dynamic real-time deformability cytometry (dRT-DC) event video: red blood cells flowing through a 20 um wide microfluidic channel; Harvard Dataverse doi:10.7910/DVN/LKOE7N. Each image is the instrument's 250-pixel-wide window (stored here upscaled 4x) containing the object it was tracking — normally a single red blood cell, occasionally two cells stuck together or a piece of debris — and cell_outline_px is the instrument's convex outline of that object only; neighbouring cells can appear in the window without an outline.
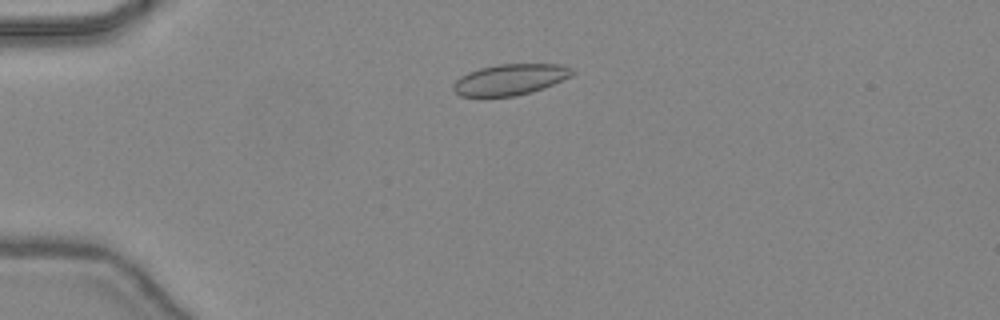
{"species": "common noctule bat (a hibernating species)", "species_latin": "Nyctalus noctula", "temperature_condition": "warm", "stored_images_in_passage": 44, "camera_frame_rate_fps": 3000, "um_per_image_px": 0.085, "animal": {"sex": "female", "body_mass_g": 24.6, "forearm_length_mm": 56.2}, "frame": {"image": 1, "passage_image": 9, "time_ms": 2.667, "image_size_px": [1000, 320], "cell_outline_px": [[576, 72], [544, 88], [532, 92], [516, 96], [484, 100], [460, 96], [452, 88], [452, 84], [460, 76], [468, 72], [480, 68], [496, 64], [560, 64], [572, 68]], "centroid_in_image_um": [43.26, 6.81], "position_along_channel_um": 41.7, "area_um2": 22.2}}
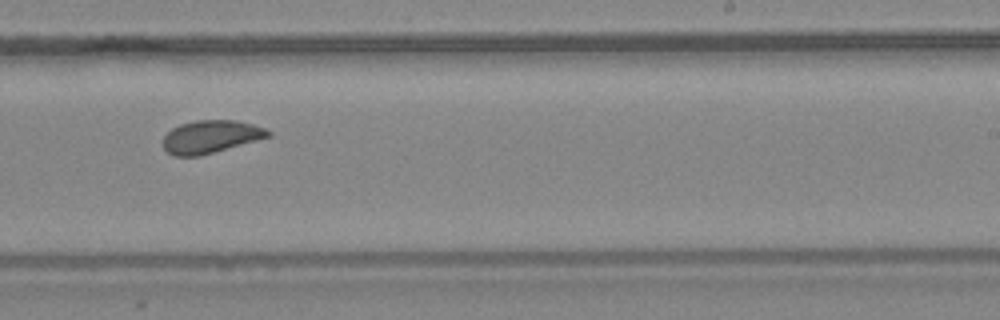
{"frame": {"image": 2, "passage_image": 27, "time_ms": 8.667, "image_size_px": [1000, 320], "cell_outline_px": [[272, 136], [200, 156], [172, 156], [164, 148], [164, 136], [172, 128], [180, 124], [196, 120], [236, 120], [268, 128], [272, 132]], "centroid_in_image_um": [17.95, 11.61], "position_along_channel_um": 271.1, "area_um2": 20.17}}
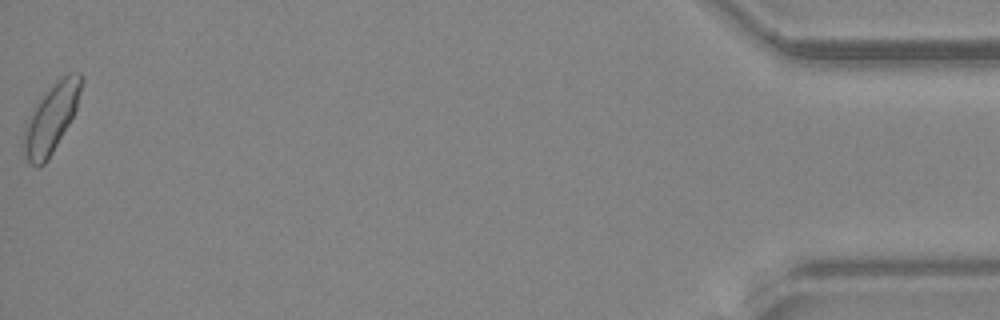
{"frame": {"image": 3, "passage_image": 44, "time_ms": 14.333, "image_size_px": [1000, 320], "cell_outline_px": [[84, 80], [76, 108], [68, 124], [48, 160], [44, 164], [36, 168], [28, 164], [24, 156], [20, 144], [24, 128], [28, 116], [40, 100], [68, 72], [80, 72], [84, 76]], "centroid_in_image_um": [4.31, 10.14], "position_along_channel_um": 430.9, "area_um2": 22.89}, "authors_computed_cell_mechanics": {"area_um2": 20.9236, "velocity_mm_per_s": 4.4399, "shape_relaxation_time_tau1_ms": 8.4719, "shape_relaxation_time_tau2_ms": 0.7807, "deformation_change_tau1": 0.1413, "deformation_change_tau2": 0.0532}}